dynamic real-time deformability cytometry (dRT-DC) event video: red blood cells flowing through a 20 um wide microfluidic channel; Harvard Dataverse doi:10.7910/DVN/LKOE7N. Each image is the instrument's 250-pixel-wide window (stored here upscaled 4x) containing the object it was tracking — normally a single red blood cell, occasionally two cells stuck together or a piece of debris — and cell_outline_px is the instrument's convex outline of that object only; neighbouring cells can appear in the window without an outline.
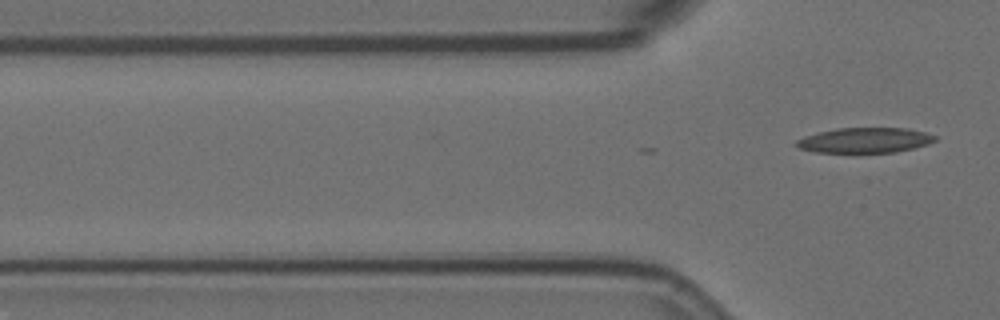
{"species": "Egyptian fruit bat (a non-hibernating species)", "species_latin": "Rousettus aegyptiacus", "temperature_condition": "room temperature", "stored_images_in_passage": 2, "camera_frame_rate_fps": 3000, "um_per_image_px": 0.085, "animal": {"sex": "female"}, "frame": {"image": 1, "passage_image": 2, "time_ms": 0.333, "image_size_px": [1000, 320], "cell_outline_px": [[936, 140], [928, 144], [896, 152], [816, 152], [800, 148], [792, 144], [796, 140], [804, 136], [836, 128], [908, 128], [924, 132], [936, 136]], "centroid_in_image_um": [73.49, 11.91], "position_along_channel_um": 52.3, "area_um2": 20.23}}